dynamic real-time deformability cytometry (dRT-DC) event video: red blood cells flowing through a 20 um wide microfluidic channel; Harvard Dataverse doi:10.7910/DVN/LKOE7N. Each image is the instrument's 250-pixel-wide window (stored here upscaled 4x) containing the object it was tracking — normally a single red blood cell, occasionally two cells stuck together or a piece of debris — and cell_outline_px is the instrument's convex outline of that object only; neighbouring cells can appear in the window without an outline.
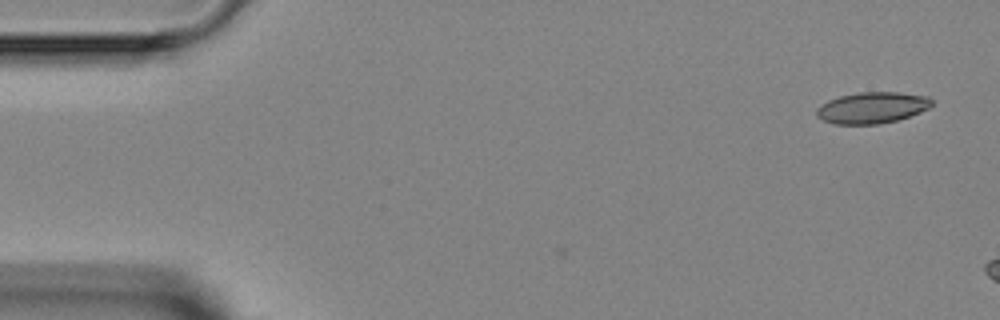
{"species": "Egyptian fruit bat (a non-hibernating species)", "species_latin": "Rousettus aegyptiacus", "temperature_condition": "room temperature", "stored_images_in_passage": 3, "camera_frame_rate_fps": 3000, "um_per_image_px": 0.085, "animal": {"sex": "female"}, "frame": {"image": 1, "passage_image": 1, "time_ms": 0.0, "image_size_px": [1000, 320], "cell_outline_px": [[932, 104], [928, 108], [920, 112], [896, 120], [876, 124], [836, 124], [824, 120], [816, 116], [816, 108], [820, 104], [828, 100], [840, 96], [860, 92], [900, 92], [928, 96], [932, 100]], "centroid_in_image_um": [74.11, 9.14], "position_along_channel_um": 10.9, "area_um2": 20.92}}